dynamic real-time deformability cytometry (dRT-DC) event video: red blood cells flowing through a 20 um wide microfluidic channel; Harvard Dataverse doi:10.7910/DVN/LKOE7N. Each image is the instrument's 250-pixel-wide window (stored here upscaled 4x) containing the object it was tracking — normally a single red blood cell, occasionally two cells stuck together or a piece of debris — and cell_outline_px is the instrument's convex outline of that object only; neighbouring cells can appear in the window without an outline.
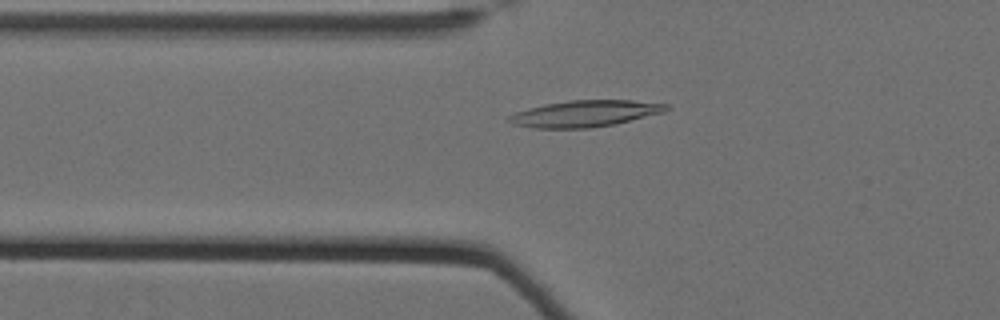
{"species": "Egyptian fruit bat (a non-hibernating species)", "species_latin": "Rousettus aegyptiacus", "temperature_condition": "cold", "stored_images_in_passage": 48, "camera_frame_rate_fps": 3000, "um_per_image_px": 0.085, "animal": {"sex": "female"}, "frame": {"image": 1, "passage_image": 23, "time_ms": 7.333, "image_size_px": [1000, 320], "cell_outline_px": [[672, 108], [664, 112], [612, 124], [592, 128], [532, 128], [512, 124], [504, 120], [508, 116], [516, 112], [528, 108], [544, 104], [572, 100], [632, 100], [668, 104]], "centroid_in_image_um": [49.68, 9.65], "position_along_channel_um": 76.1, "area_um2": 24.28}}
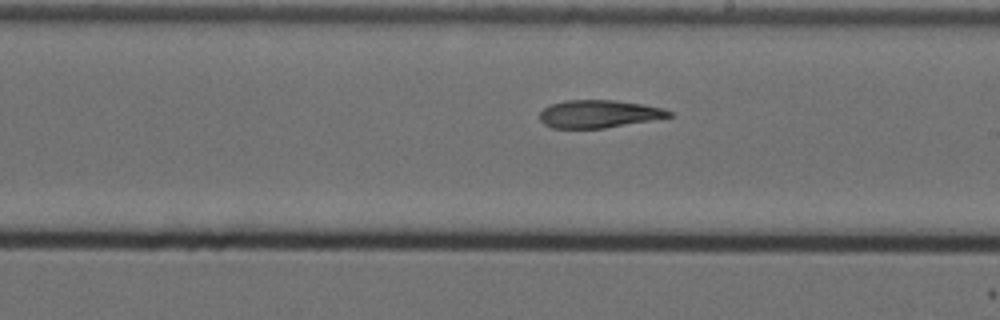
{"frame": {"image": 2, "passage_image": 37, "time_ms": 12.0, "image_size_px": [1000, 320], "cell_outline_px": [[672, 116], [604, 128], [552, 128], [544, 124], [540, 120], [540, 112], [544, 108], [552, 104], [564, 100], [616, 100], [664, 108], [672, 112]], "centroid_in_image_um": [50.87, 9.68], "position_along_channel_um": 238.1, "area_um2": 20.69}}
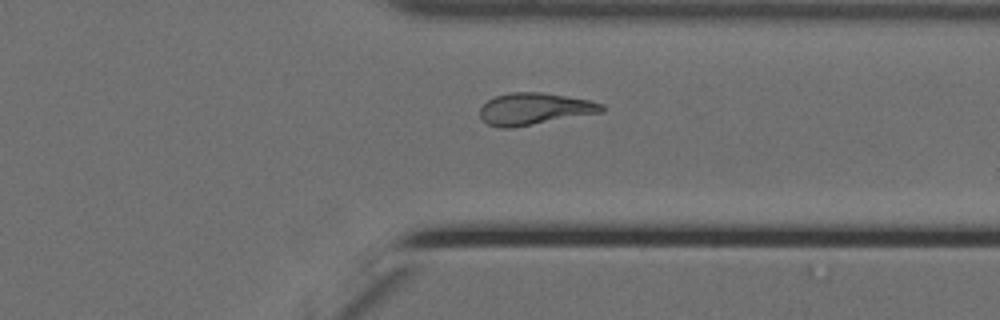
{"frame": {"image": 3, "passage_image": 48, "time_ms": 15.667, "image_size_px": [1000, 320], "cell_outline_px": [[604, 112], [512, 128], [500, 128], [488, 124], [480, 116], [480, 108], [488, 100], [496, 96], [512, 92], [540, 92], [588, 100], [604, 104]], "centroid_in_image_um": [45.43, 9.26], "position_along_channel_um": 366.0, "area_um2": 22.48}}